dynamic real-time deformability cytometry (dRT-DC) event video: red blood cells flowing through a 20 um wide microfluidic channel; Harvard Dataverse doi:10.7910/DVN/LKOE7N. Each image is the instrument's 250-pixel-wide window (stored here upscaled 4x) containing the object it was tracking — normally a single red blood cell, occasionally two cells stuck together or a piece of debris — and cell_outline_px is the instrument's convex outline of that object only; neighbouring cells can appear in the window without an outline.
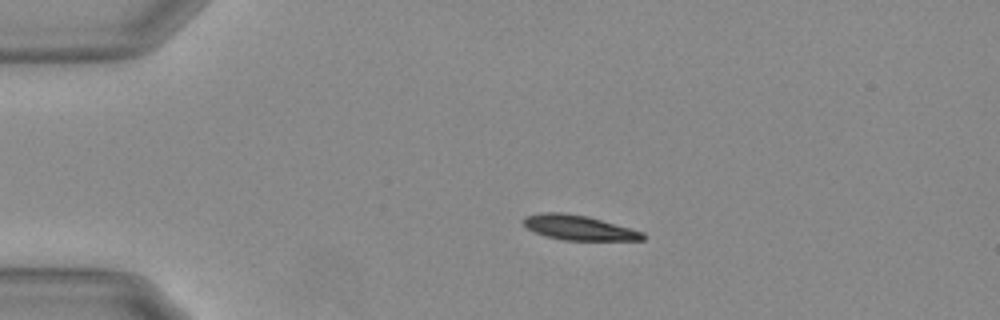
{"species": "Egyptian fruit bat (a non-hibernating species)", "species_latin": "Rousettus aegyptiacus", "temperature_condition": "warm", "stored_images_in_passage": 44, "camera_frame_rate_fps": 3000, "um_per_image_px": 0.085, "animal": {"sex": "female"}, "frame": {"image": 1, "passage_image": 1, "time_ms": 0.0, "image_size_px": [1000, 320], "cell_outline_px": [[644, 240], [564, 240], [548, 236], [536, 232], [528, 228], [520, 220], [524, 216], [540, 212], [564, 212], [588, 216], [644, 232]], "centroid_in_image_um": [49.17, 19.33], "position_along_channel_um": 35.8, "area_um2": 17.22}}
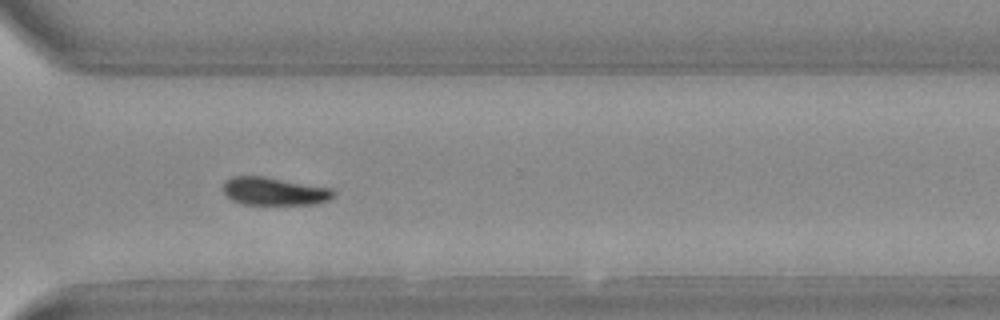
{"frame": {"image": 2, "passage_image": 30, "time_ms": 9.667, "image_size_px": [1000, 320], "cell_outline_px": [[336, 192], [328, 200], [316, 204], [244, 204], [232, 200], [224, 192], [224, 180], [232, 176], [264, 176], [332, 188]], "centroid_in_image_um": [23.32, 16.25], "position_along_channel_um": 347.3, "area_um2": 17.92}}
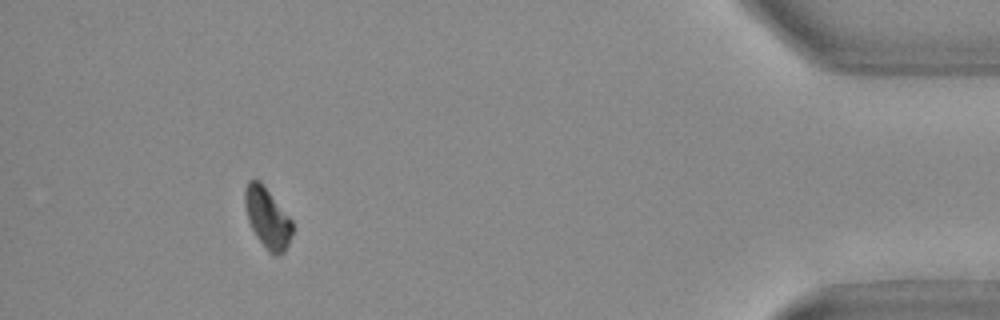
{"frame": {"image": 3, "passage_image": 40, "time_ms": 13.0, "image_size_px": [1000, 320], "cell_outline_px": [[292, 232], [288, 244], [284, 252], [276, 256], [268, 252], [256, 236], [248, 220], [244, 204], [244, 192], [248, 180], [260, 180], [292, 220]], "centroid_in_image_um": [22.71, 18.52], "position_along_channel_um": 412.5, "area_um2": 16.65}, "authors_computed_cell_mechanics": {"area_um2": 18.0625, "velocity_mm_per_s": 3.699, "shape_relaxation_time_tau1_ms": 4.5968, "shape_relaxation_time_tau2_ms": null, "deformation_change_tau1": 0.1526, "deformation_change_tau2": null}}